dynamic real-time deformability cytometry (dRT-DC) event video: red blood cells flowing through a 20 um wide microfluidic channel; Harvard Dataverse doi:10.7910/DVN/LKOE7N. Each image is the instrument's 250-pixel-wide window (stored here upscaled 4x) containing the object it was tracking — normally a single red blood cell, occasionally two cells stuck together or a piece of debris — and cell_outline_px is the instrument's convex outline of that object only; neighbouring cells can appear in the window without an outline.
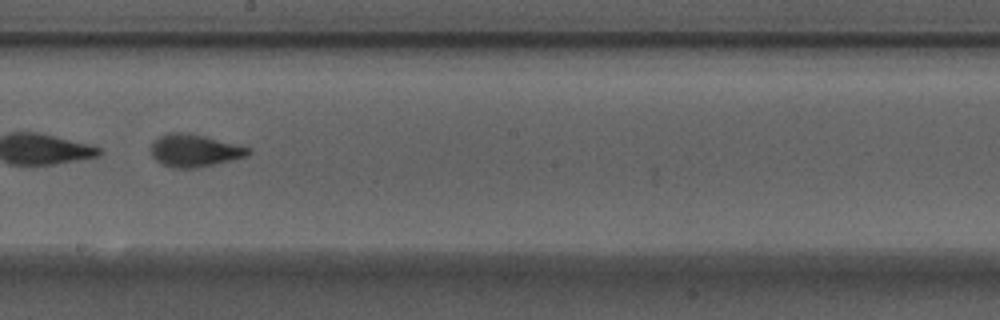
{"species": "Egyptian fruit bat (a non-hibernating species)", "species_latin": "Rousettus aegyptiacus", "temperature_condition": "warm", "stored_images_in_passage": 34, "camera_frame_rate_fps": 3000, "um_per_image_px": 0.085, "animal": {"sex": "male"}, "frame": {"image": 1, "passage_image": 19, "time_ms": 6.0, "image_size_px": [1000, 320], "cell_outline_px": [[252, 152], [244, 156], [196, 168], [172, 168], [160, 164], [152, 156], [148, 148], [152, 140], [168, 132], [180, 132], [204, 136], [252, 148]], "centroid_in_image_um": [16.44, 12.79], "position_along_channel_um": 231.8, "area_um2": 18.44}, "authors_computed_cell_mechanics": {"area_um2": 18.2937, "velocity_mm_per_s": 3.9118, "shape_relaxation_time_tau1_ms": 4.0006, "shape_relaxation_time_tau2_ms": 0.8586, "deformation_change_tau1": 0.1878, "deformation_change_tau2": 0.0824}}